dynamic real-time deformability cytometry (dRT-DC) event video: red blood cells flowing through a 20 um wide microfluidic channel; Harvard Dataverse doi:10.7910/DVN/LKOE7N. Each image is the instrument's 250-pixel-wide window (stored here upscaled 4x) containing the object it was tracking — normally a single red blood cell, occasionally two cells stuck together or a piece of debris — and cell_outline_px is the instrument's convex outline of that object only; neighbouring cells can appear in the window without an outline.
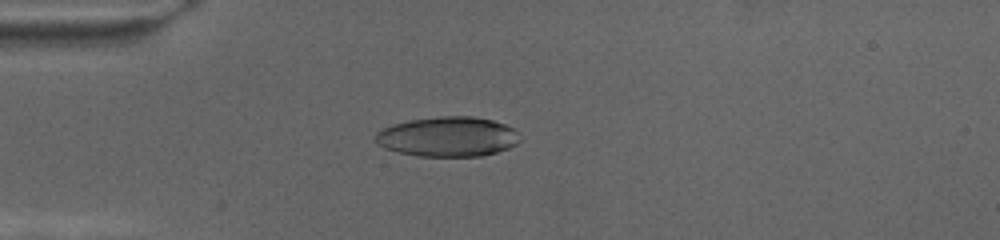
{"species": "human", "species_latin": "Homo sapiens", "temperature_condition": "cold", "stored_images_in_passage": 70, "camera_frame_rate_fps": 3000, "um_per_image_px": 0.085, "donor": {"sex": "female"}, "frame": {"image": 1, "passage_image": 19, "time_ms": 6.0, "image_size_px": [1000, 240], "cell_outline_px": [[520, 140], [516, 144], [508, 148], [496, 152], [480, 156], [420, 156], [400, 152], [384, 148], [376, 144], [376, 132], [392, 124], [408, 120], [440, 116], [472, 116], [492, 120], [504, 124], [512, 128]], "centroid_in_image_um": [38.03, 11.61], "position_along_channel_um": 47.0, "area_um2": 33.35}}
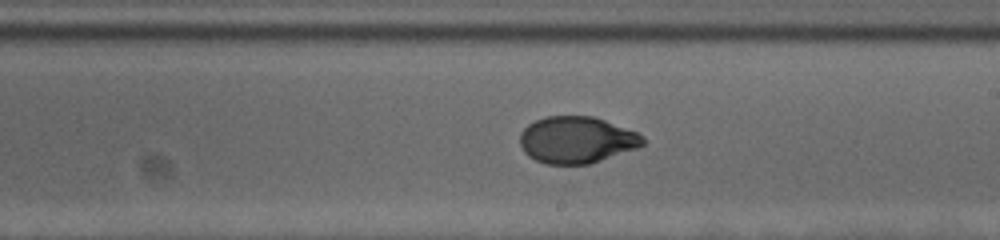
{"frame": {"image": 2, "passage_image": 41, "time_ms": 13.333, "image_size_px": [1000, 240], "cell_outline_px": [[644, 144], [640, 148], [592, 164], [544, 164], [528, 156], [524, 152], [520, 144], [520, 132], [528, 124], [544, 116], [592, 116], [604, 120], [636, 132], [644, 136]], "centroid_in_image_um": [49.02, 11.91], "position_along_channel_um": 240.0, "area_um2": 33.81}}
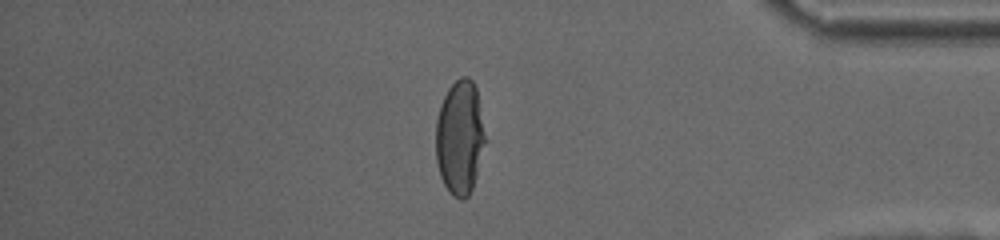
{"frame": {"image": 3, "passage_image": 60, "time_ms": 19.667, "image_size_px": [1000, 240], "cell_outline_px": [[488, 140], [472, 188], [468, 196], [464, 200], [460, 200], [452, 196], [448, 192], [440, 176], [436, 160], [436, 120], [440, 104], [448, 88], [460, 76], [468, 76], [472, 80], [476, 88]], "centroid_in_image_um": [39.11, 11.7], "position_along_channel_um": 396.1, "area_um2": 33.7}}